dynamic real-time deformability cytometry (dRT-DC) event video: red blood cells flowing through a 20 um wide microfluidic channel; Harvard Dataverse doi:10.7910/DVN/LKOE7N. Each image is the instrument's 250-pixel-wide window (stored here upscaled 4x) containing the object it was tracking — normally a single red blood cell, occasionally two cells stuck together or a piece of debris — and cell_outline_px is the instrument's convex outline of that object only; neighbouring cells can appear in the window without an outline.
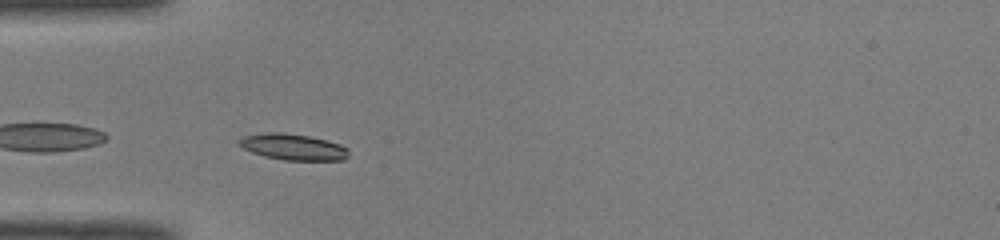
{"species": "common noctule bat (a hibernating species)", "species_latin": "Nyctalus noctula", "temperature_condition": "room temperature", "stored_images_in_passage": 28, "camera_frame_rate_fps": 3000, "um_per_image_px": 0.085, "animal": {"sex": "male", "body_mass_g": 19.0, "forearm_length_mm": 50.8}, "frame": {"image": 1, "passage_image": 1, "time_ms": 0.0, "image_size_px": [1000, 240], "cell_outline_px": [[348, 156], [344, 160], [284, 160], [264, 156], [252, 152], [236, 144], [236, 140], [244, 136], [264, 132], [284, 132], [308, 136], [340, 144], [348, 148]], "centroid_in_image_um": [24.87, 12.48], "position_along_channel_um": 60.1, "area_um2": 16.76}}
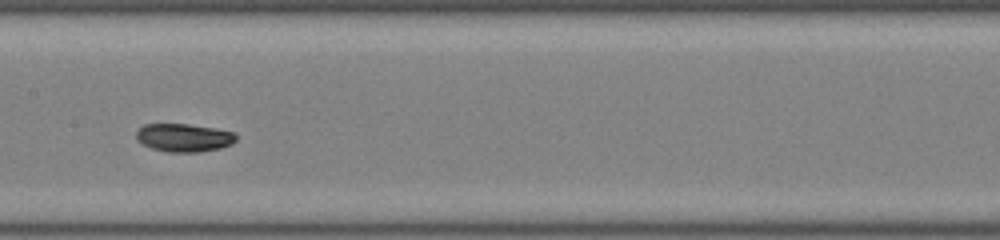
{"frame": {"image": 2, "passage_image": 11, "time_ms": 3.333, "image_size_px": [1000, 240], "cell_outline_px": [[236, 140], [232, 144], [220, 148], [200, 152], [168, 152], [152, 148], [136, 140], [136, 132], [144, 124], [188, 124], [216, 128], [232, 132], [236, 136]], "centroid_in_image_um": [15.63, 11.7], "position_along_channel_um": 191.8, "area_um2": 16.36}}
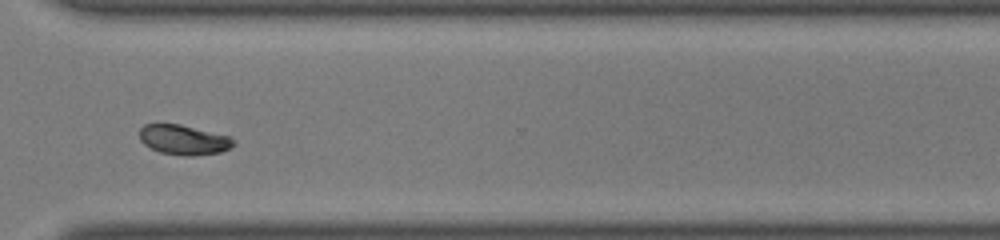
{"frame": {"image": 3, "passage_image": 23, "time_ms": 7.333, "image_size_px": [1000, 240], "cell_outline_px": [[236, 144], [220, 152], [192, 156], [184, 156], [160, 152], [144, 144], [140, 140], [140, 128], [144, 124], [180, 124], [232, 136], [236, 140]], "centroid_in_image_um": [15.65, 11.88], "position_along_channel_um": 354.9, "area_um2": 16.47}, "authors_computed_cell_mechanics": {"area_um2": 16.3285, "velocity_mm_per_s": 4.0572, "shape_relaxation_time_tau1_ms": 2.5507, "shape_relaxation_time_tau2_ms": 2.6639, "deformation_change_tau1": 0.0819, "deformation_change_tau2": 0.0508}}